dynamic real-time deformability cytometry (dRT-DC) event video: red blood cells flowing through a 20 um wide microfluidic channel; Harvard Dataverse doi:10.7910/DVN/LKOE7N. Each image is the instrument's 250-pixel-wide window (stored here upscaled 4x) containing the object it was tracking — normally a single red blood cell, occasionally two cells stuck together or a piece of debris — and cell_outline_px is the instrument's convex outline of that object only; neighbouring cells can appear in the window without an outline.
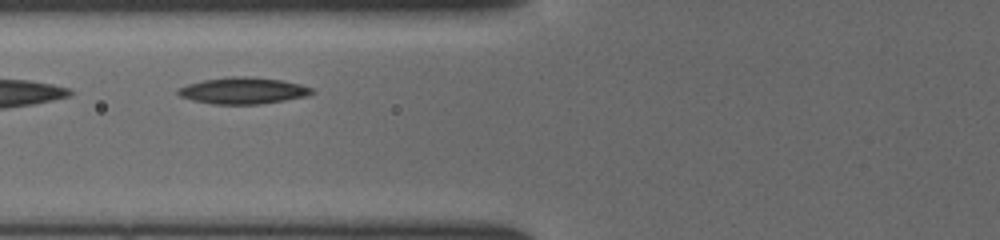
{"species": "common noctule bat (a hibernating species)", "species_latin": "Nyctalus noctula", "temperature_condition": "cold", "stored_images_in_passage": 30, "camera_frame_rate_fps": 3000, "um_per_image_px": 0.085, "animal": {"sex": "female", "body_mass_g": 19.5, "forearm_length_mm": 54.1}, "frame": {"image": 1, "passage_image": 4, "time_ms": 1.0, "image_size_px": [1000, 240], "cell_outline_px": [[316, 92], [308, 96], [260, 104], [212, 104], [192, 100], [180, 96], [176, 92], [180, 88], [188, 84], [204, 80], [232, 76], [248, 76], [280, 80], [300, 84], [312, 88]], "centroid_in_image_um": [20.68, 7.71], "position_along_channel_um": 105.1, "area_um2": 20.58}}
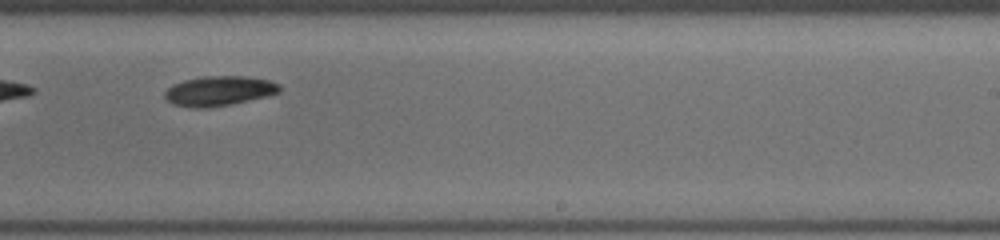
{"frame": {"image": 2, "passage_image": 13, "time_ms": 4.0, "image_size_px": [1000, 240], "cell_outline_px": [[280, 92], [232, 104], [204, 108], [192, 108], [172, 104], [164, 96], [164, 92], [172, 84], [184, 80], [204, 76], [244, 76], [268, 80], [280, 84]], "centroid_in_image_um": [18.58, 7.73], "position_along_channel_um": 270.4, "area_um2": 19.83}}
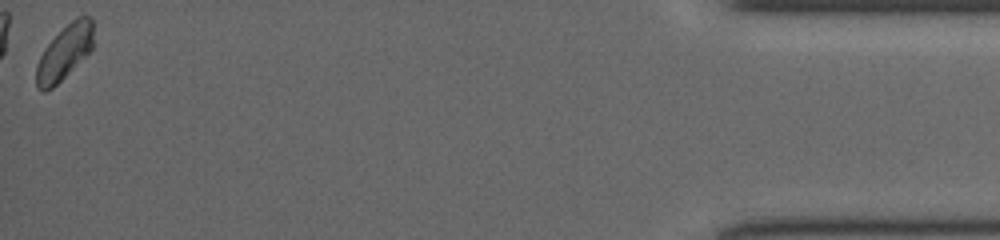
{"frame": {"image": 3, "passage_image": 30, "time_ms": 9.667, "image_size_px": [1000, 240], "cell_outline_px": [[92, 48], [52, 88], [44, 92], [36, 88], [36, 64], [44, 48], [76, 16], [92, 16]], "centroid_in_image_um": [5.45, 4.46], "position_along_channel_um": 429.8, "area_um2": 17.57}}